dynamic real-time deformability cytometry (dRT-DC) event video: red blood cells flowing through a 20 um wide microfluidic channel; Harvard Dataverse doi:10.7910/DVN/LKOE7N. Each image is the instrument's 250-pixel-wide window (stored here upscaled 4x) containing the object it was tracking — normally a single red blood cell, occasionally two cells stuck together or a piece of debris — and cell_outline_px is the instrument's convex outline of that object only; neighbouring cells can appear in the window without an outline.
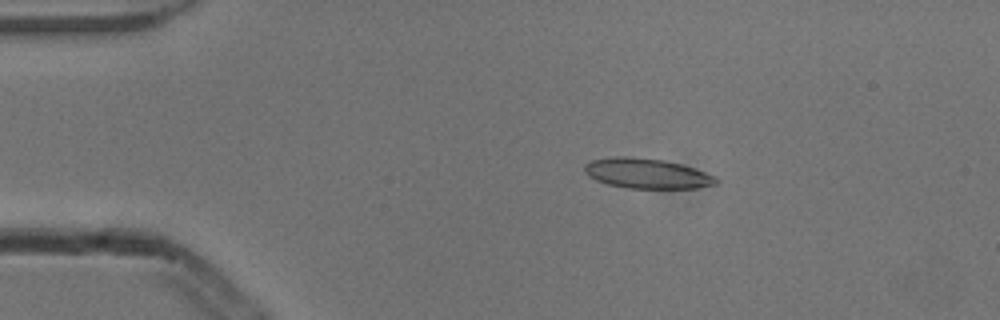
{"species": "common noctule bat (a hibernating species)", "species_latin": "Nyctalus noctula", "temperature_condition": "cold", "stored_images_in_passage": 5, "camera_frame_rate_fps": 3000, "um_per_image_px": 0.085, "animal": {"sex": "male", "body_mass_g": 13.3}, "frame": {"image": 1, "passage_image": 3, "time_ms": 0.667, "image_size_px": [1000, 320], "cell_outline_px": [[720, 180], [716, 184], [696, 188], [628, 188], [608, 184], [596, 180], [588, 176], [584, 172], [584, 164], [592, 160], [612, 156], [632, 156], [664, 160], [680, 164], [716, 176]], "centroid_in_image_um": [54.96, 14.74], "position_along_channel_um": 30.0, "area_um2": 23.12}}